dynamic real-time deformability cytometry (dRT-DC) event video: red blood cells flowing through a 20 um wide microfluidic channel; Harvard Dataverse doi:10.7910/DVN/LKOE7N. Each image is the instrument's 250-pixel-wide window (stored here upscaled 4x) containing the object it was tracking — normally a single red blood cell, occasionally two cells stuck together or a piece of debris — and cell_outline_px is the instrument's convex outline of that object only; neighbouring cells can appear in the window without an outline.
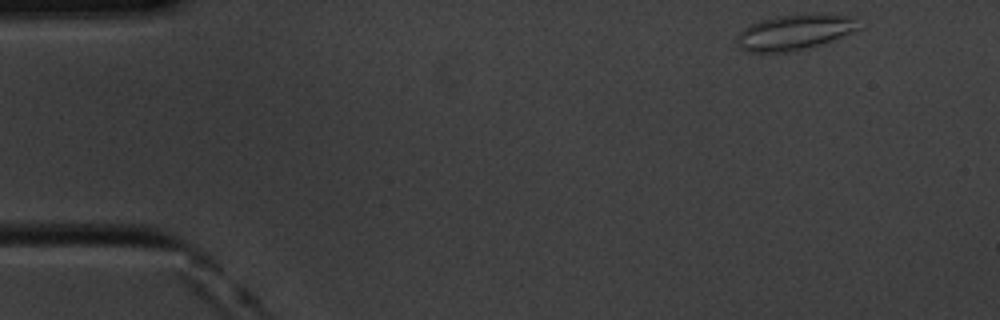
{"species": "common noctule bat (a hibernating species)", "species_latin": "Nyctalus noctula", "temperature_condition": "cold", "stored_images_in_passage": 53, "camera_frame_rate_fps": 3000, "um_per_image_px": 0.085, "animal": {"sex": "male", "body_mass_g": 20.1, "forearm_length_mm": 53.5}, "frame": {"image": 1, "passage_image": 1, "time_ms": 0.0, "image_size_px": [1000, 320], "cell_outline_px": [[860, 28], [852, 32], [832, 40], [796, 52], [748, 52], [740, 48], [736, 44], [736, 36], [744, 28], [760, 20], [776, 16], [820, 12], [856, 16]], "centroid_in_image_um": [67.57, 2.72], "position_along_channel_um": 17.4, "area_um2": 25.72}}
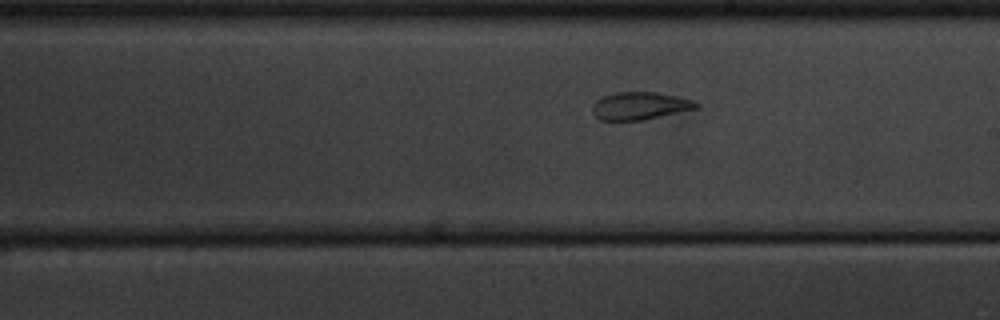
{"frame": {"image": 2, "passage_image": 28, "time_ms": 9.0, "image_size_px": [1000, 320], "cell_outline_px": [[700, 108], [644, 120], [600, 120], [592, 112], [592, 104], [596, 100], [604, 96], [616, 92], [656, 92], [676, 96], [692, 100], [700, 104]], "centroid_in_image_um": [54.41, 9.0], "position_along_channel_um": 234.6, "area_um2": 16.82}}
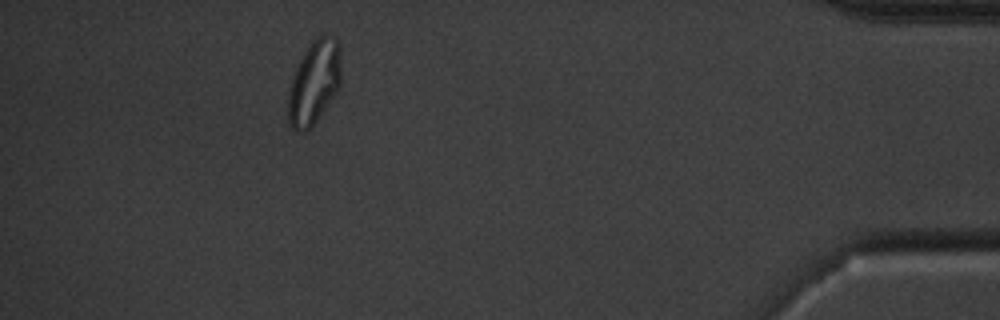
{"frame": {"image": 3, "passage_image": 48, "time_ms": 15.667, "image_size_px": [1000, 320], "cell_outline_px": [[340, 88], [316, 120], [304, 132], [296, 132], [288, 124], [288, 96], [292, 76], [308, 44], [316, 36], [332, 36], [340, 40]], "centroid_in_image_um": [26.7, 6.98], "position_along_channel_um": 408.5, "area_um2": 25.89}}